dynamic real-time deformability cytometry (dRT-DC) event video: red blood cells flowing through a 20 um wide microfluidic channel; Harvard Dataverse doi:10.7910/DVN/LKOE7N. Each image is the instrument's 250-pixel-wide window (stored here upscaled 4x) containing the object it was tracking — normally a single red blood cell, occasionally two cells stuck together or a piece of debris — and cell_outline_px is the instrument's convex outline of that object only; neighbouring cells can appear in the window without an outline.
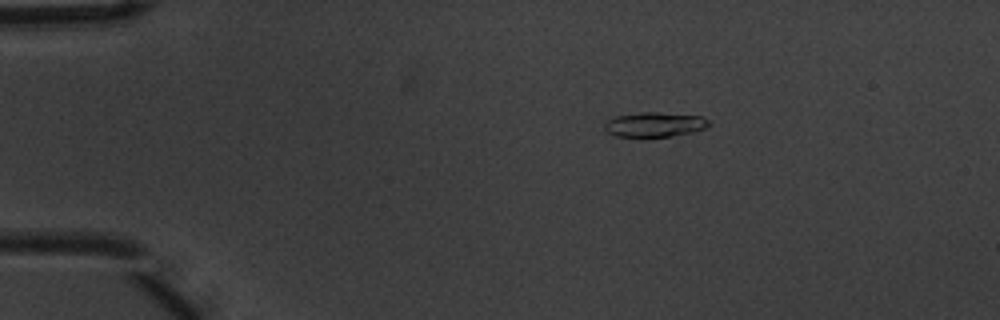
{"species": "common noctule bat (a hibernating species)", "species_latin": "Nyctalus noctula", "temperature_condition": "warm", "stored_images_in_passage": 4, "camera_frame_rate_fps": 3000, "um_per_image_px": 0.085, "animal": {"sex": "male", "body_mass_g": 20.1, "forearm_length_mm": 53.5}, "frame": {"image": 1, "passage_image": 1, "time_ms": 0.0, "image_size_px": [1000, 320], "cell_outline_px": [[708, 124], [704, 128], [692, 132], [672, 136], [616, 136], [608, 132], [604, 128], [604, 124], [608, 120], [616, 116], [640, 112], [656, 112], [704, 116], [708, 120]], "centroid_in_image_um": [55.64, 10.57], "position_along_channel_um": 29.4, "area_um2": 14.8}}